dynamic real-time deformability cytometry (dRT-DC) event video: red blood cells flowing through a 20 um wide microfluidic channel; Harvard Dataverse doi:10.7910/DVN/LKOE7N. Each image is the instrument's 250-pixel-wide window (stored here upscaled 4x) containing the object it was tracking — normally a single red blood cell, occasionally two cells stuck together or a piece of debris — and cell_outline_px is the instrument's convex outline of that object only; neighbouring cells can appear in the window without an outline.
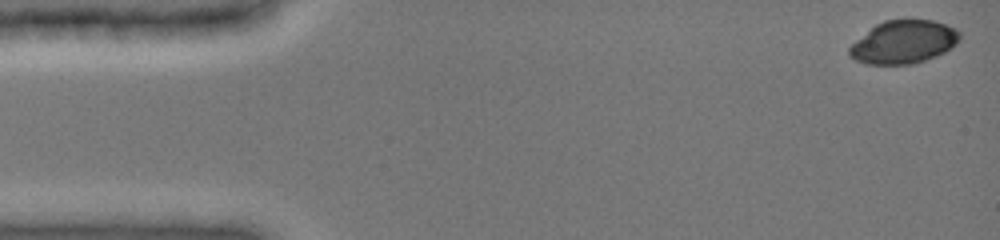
{"species": "common noctule bat (a hibernating species)", "species_latin": "Nyctalus noctula", "temperature_condition": "cold", "stored_images_in_passage": 14, "camera_frame_rate_fps": 3000, "um_per_image_px": 0.085, "animal": {"sex": "female", "body_mass_g": 19.0, "forearm_length_mm": 51.5}, "frame": {"image": 1, "passage_image": 1, "time_ms": 0.0, "image_size_px": [1000, 240], "cell_outline_px": [[960, 40], [952, 48], [936, 56], [912, 64], [868, 64], [856, 60], [848, 56], [848, 48], [856, 40], [876, 24], [884, 20], [904, 16], [908, 16], [932, 20], [956, 28], [960, 32]], "centroid_in_image_um": [76.82, 3.52], "position_along_channel_um": 8.2, "area_um2": 28.38}}
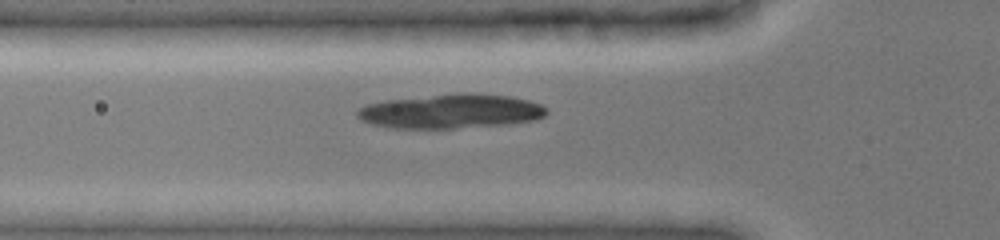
{"frame": {"image": 2, "passage_image": 11, "time_ms": 5.0, "image_size_px": [1000, 240], "cell_outline_px": [[548, 112], [544, 116], [536, 120], [508, 124], [456, 128], [392, 128], [372, 124], [360, 120], [356, 116], [356, 108], [368, 104], [388, 100], [464, 92], [468, 92], [512, 96], [528, 100], [540, 104], [548, 108]], "centroid_in_image_um": [38.35, 9.46], "position_along_channel_um": 87.5, "area_um2": 38.03}}
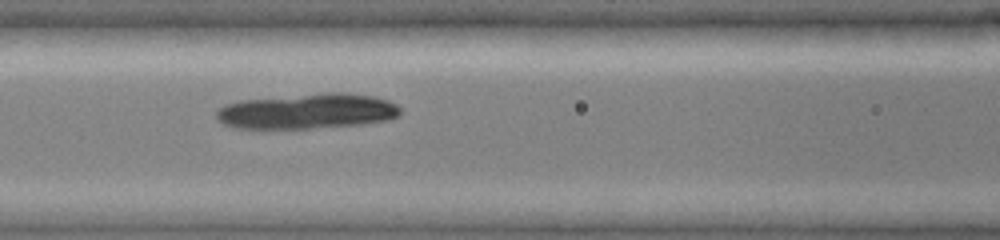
{"frame": {"image": 3, "passage_image": 14, "time_ms": 6.333, "image_size_px": [1000, 240], "cell_outline_px": [[400, 116], [388, 120], [360, 124], [312, 128], [236, 128], [224, 124], [216, 116], [216, 112], [220, 108], [228, 104], [240, 100], [328, 92], [344, 92], [372, 96], [388, 100], [396, 104], [400, 108]], "centroid_in_image_um": [26.16, 9.45], "position_along_channel_um": 140.4, "area_um2": 37.63}}